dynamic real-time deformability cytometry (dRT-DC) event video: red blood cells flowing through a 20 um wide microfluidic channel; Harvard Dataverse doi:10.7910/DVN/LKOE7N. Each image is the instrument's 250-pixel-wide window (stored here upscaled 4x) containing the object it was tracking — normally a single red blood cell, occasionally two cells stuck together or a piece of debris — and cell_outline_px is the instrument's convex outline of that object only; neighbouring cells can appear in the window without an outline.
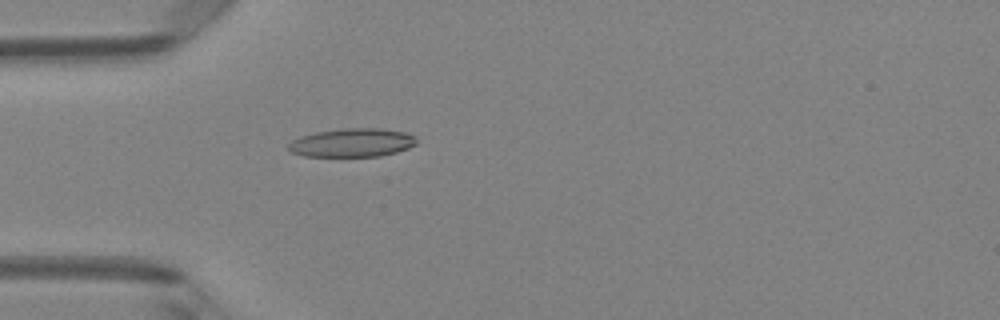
{"species": "Egyptian fruit bat (a non-hibernating species)", "species_latin": "Rousettus aegyptiacus", "temperature_condition": "room temperature", "stored_images_in_passage": 4, "camera_frame_rate_fps": 3000, "um_per_image_px": 0.085, "animal": {"sex": "female"}, "frame": {"image": 1, "passage_image": 4, "time_ms": 1.0, "image_size_px": [1000, 320], "cell_outline_px": [[416, 144], [408, 148], [396, 152], [380, 156], [304, 156], [292, 152], [288, 148], [288, 144], [292, 140], [300, 136], [316, 132], [344, 128], [380, 128], [404, 132], [416, 136]], "centroid_in_image_um": [29.94, 12.12], "position_along_channel_um": 55.1, "area_um2": 21.27}}